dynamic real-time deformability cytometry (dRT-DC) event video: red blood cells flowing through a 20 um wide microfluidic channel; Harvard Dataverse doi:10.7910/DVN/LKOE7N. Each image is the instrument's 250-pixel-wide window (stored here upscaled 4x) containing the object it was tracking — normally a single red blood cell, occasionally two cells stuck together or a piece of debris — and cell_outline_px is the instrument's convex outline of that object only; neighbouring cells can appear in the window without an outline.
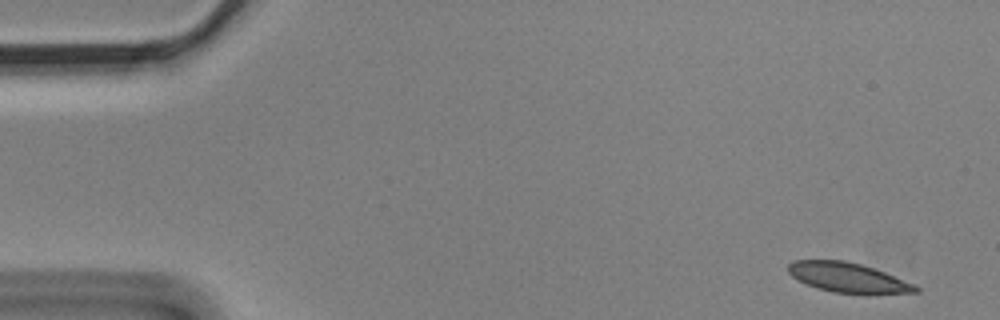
{"species": "Egyptian fruit bat (a non-hibernating species)", "species_latin": "Rousettus aegyptiacus", "temperature_condition": "cold", "stored_images_in_passage": 8, "camera_frame_rate_fps": 3000, "um_per_image_px": 0.085, "animal": {"sex": "male"}, "frame": {"image": 1, "passage_image": 1, "time_ms": 0.0, "image_size_px": [1000, 320], "cell_outline_px": [[920, 292], [872, 296], [864, 296], [832, 292], [816, 288], [792, 276], [788, 272], [788, 264], [792, 260], [844, 260], [860, 264], [884, 272], [916, 284], [920, 288]], "centroid_in_image_um": [72.17, 23.64], "position_along_channel_um": 12.8, "area_um2": 22.83}}
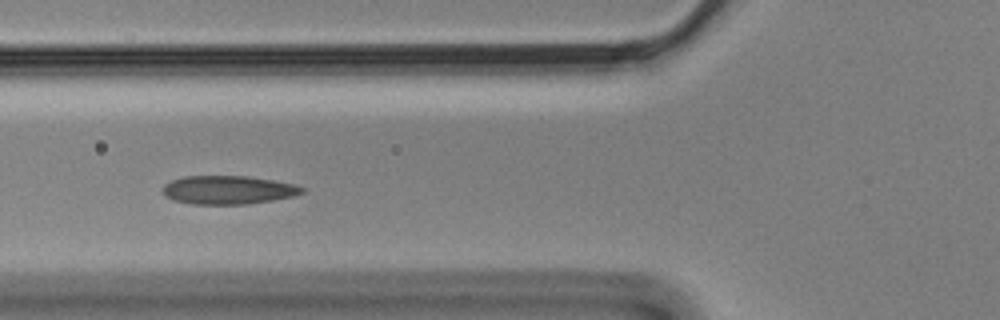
{"frame": {"image": 2, "passage_image": 6, "time_ms": 1.667, "image_size_px": [1000, 320], "cell_outline_px": [[304, 192], [296, 196], [248, 204], [192, 204], [172, 200], [164, 196], [164, 184], [172, 180], [184, 176], [248, 176], [272, 180], [292, 184], [304, 188]], "centroid_in_image_um": [19.38, 16.15], "position_along_channel_um": 106.4, "area_um2": 23.12}}
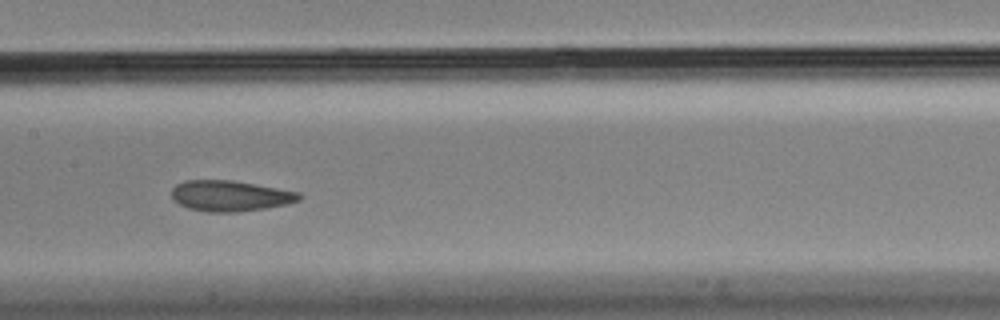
{"frame": {"image": 3, "passage_image": 8, "time_ms": 2.333, "image_size_px": [1000, 320], "cell_outline_px": [[304, 196], [300, 200], [288, 204], [268, 208], [236, 212], [208, 212], [188, 208], [172, 200], [172, 188], [176, 184], [184, 180], [232, 180], [300, 192]], "centroid_in_image_um": [19.58, 16.65], "position_along_channel_um": 187.8, "area_um2": 23.06}}